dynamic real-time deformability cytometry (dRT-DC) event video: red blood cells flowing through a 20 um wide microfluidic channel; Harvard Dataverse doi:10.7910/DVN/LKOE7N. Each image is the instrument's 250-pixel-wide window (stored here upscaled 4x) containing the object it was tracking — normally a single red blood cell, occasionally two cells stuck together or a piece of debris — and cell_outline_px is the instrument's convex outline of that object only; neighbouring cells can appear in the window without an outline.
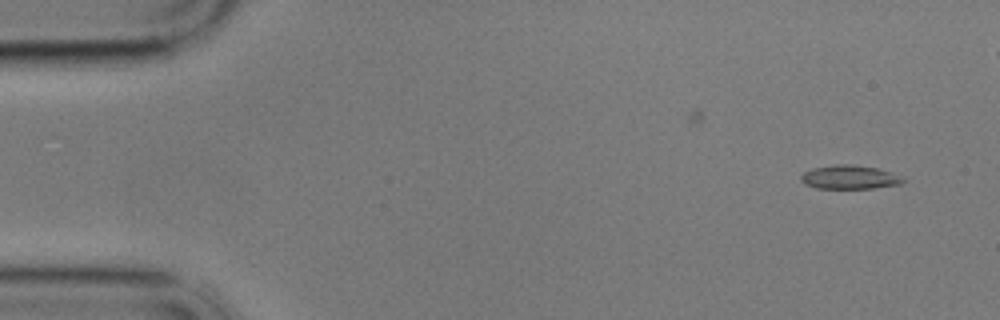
{"species": "common noctule bat (a hibernating species)", "species_latin": "Nyctalus noctula", "temperature_condition": "cold", "stored_images_in_passage": 53, "camera_frame_rate_fps": 3000, "um_per_image_px": 0.085, "animal": {"sex": "male", "body_mass_g": 17.9}, "frame": {"image": 1, "passage_image": 3, "time_ms": 0.667, "image_size_px": [1000, 320], "cell_outline_px": [[904, 180], [900, 184], [872, 188], [816, 188], [804, 184], [800, 180], [800, 176], [804, 172], [812, 168], [836, 164], [852, 164], [880, 168], [892, 172]], "centroid_in_image_um": [72.17, 15.05], "position_along_channel_um": 12.8, "area_um2": 14.16}}
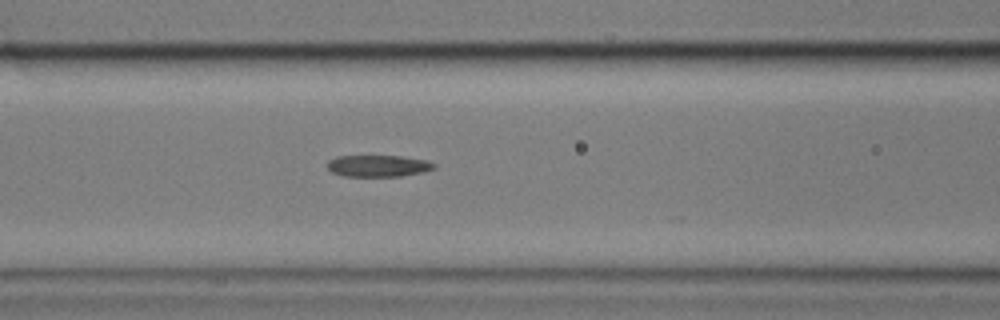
{"frame": {"image": 2, "passage_image": 23, "time_ms": 7.333, "image_size_px": [1000, 320], "cell_outline_px": [[436, 168], [424, 172], [400, 176], [344, 176], [332, 172], [328, 168], [328, 160], [336, 156], [400, 156], [428, 160], [436, 164]], "centroid_in_image_um": [32.18, 14.09], "position_along_channel_um": 134.4, "area_um2": 13.53}}
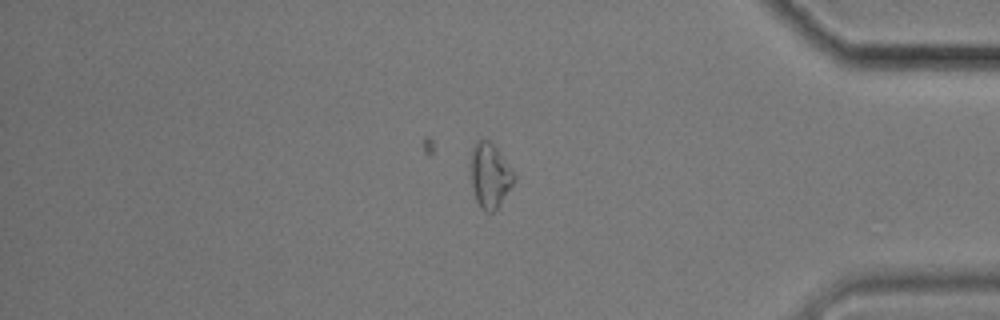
{"frame": {"image": 3, "passage_image": 48, "time_ms": 15.667, "image_size_px": [1000, 320], "cell_outline_px": [[516, 180], [500, 204], [492, 212], [484, 212], [480, 208], [476, 200], [472, 188], [468, 160], [472, 144], [476, 140], [492, 140], [512, 168], [516, 176]], "centroid_in_image_um": [41.61, 14.85], "position_along_channel_um": 393.6, "area_um2": 17.17}}